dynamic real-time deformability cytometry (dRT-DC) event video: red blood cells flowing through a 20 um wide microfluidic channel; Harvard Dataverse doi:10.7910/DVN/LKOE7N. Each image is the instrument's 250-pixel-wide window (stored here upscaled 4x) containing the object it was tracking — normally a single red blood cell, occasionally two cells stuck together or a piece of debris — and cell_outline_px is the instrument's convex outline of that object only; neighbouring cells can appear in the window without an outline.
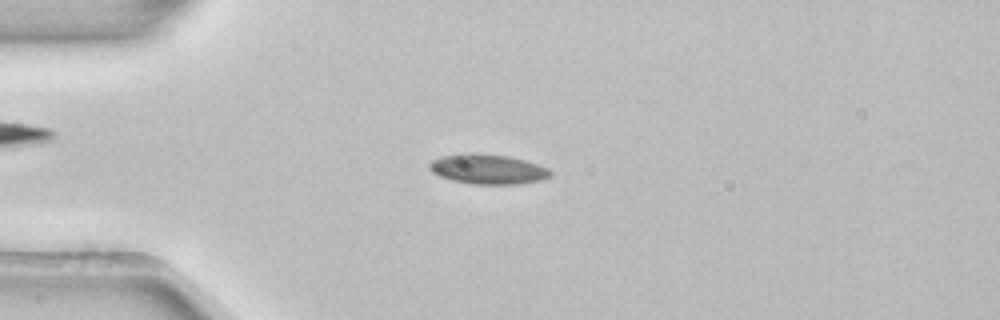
{"species": "common noctule bat (a hibernating species)", "species_latin": "Nyctalus noctula", "temperature_condition": "room temperature", "stored_images_in_passage": 5, "camera_frame_rate_fps": 3000, "um_per_image_px": 0.085, "animal": {"sex": "female", "body_mass_g": 22.7, "forearm_length_mm": 54.2}, "frame": {"image": 1, "passage_image": 4, "time_ms": 1.0, "image_size_px": [1000, 320], "cell_outline_px": [[552, 172], [548, 176], [540, 180], [520, 184], [472, 184], [452, 180], [440, 176], [432, 172], [428, 168], [428, 164], [432, 160], [440, 156], [460, 152], [476, 152], [508, 156], [524, 160], [548, 168]], "centroid_in_image_um": [41.4, 14.36], "position_along_channel_um": 43.6, "area_um2": 21.27}}